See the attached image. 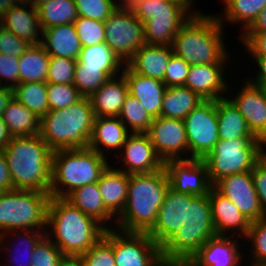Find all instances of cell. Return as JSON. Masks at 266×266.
<instances>
[{
	"label": "cell",
	"instance_id": "6da1fadb",
	"mask_svg": "<svg viewBox=\"0 0 266 266\" xmlns=\"http://www.w3.org/2000/svg\"><path fill=\"white\" fill-rule=\"evenodd\" d=\"M46 227H50V232L46 228L45 235L64 255H82L95 245L106 231L105 226L95 218L84 214L64 198L58 197H50Z\"/></svg>",
	"mask_w": 266,
	"mask_h": 266
},
{
	"label": "cell",
	"instance_id": "7a4b0ae2",
	"mask_svg": "<svg viewBox=\"0 0 266 266\" xmlns=\"http://www.w3.org/2000/svg\"><path fill=\"white\" fill-rule=\"evenodd\" d=\"M169 188L165 168L159 171L129 175L127 202L116 218V229L125 232L148 233L154 226L158 211Z\"/></svg>",
	"mask_w": 266,
	"mask_h": 266
},
{
	"label": "cell",
	"instance_id": "3957f363",
	"mask_svg": "<svg viewBox=\"0 0 266 266\" xmlns=\"http://www.w3.org/2000/svg\"><path fill=\"white\" fill-rule=\"evenodd\" d=\"M1 151L7 160L12 189L50 193L53 150L40 135L13 137Z\"/></svg>",
	"mask_w": 266,
	"mask_h": 266
},
{
	"label": "cell",
	"instance_id": "277c9868",
	"mask_svg": "<svg viewBox=\"0 0 266 266\" xmlns=\"http://www.w3.org/2000/svg\"><path fill=\"white\" fill-rule=\"evenodd\" d=\"M196 12L180 27L172 42L173 54L190 65L228 63L223 27L215 14Z\"/></svg>",
	"mask_w": 266,
	"mask_h": 266
},
{
	"label": "cell",
	"instance_id": "5b68a950",
	"mask_svg": "<svg viewBox=\"0 0 266 266\" xmlns=\"http://www.w3.org/2000/svg\"><path fill=\"white\" fill-rule=\"evenodd\" d=\"M215 236L209 195L195 196L186 202L185 223L161 247L162 259L168 266H184Z\"/></svg>",
	"mask_w": 266,
	"mask_h": 266
},
{
	"label": "cell",
	"instance_id": "8992f818",
	"mask_svg": "<svg viewBox=\"0 0 266 266\" xmlns=\"http://www.w3.org/2000/svg\"><path fill=\"white\" fill-rule=\"evenodd\" d=\"M95 114L89 97L67 108L49 110L40 122V136L53 150L88 147Z\"/></svg>",
	"mask_w": 266,
	"mask_h": 266
},
{
	"label": "cell",
	"instance_id": "52a82bcc",
	"mask_svg": "<svg viewBox=\"0 0 266 266\" xmlns=\"http://www.w3.org/2000/svg\"><path fill=\"white\" fill-rule=\"evenodd\" d=\"M107 159L89 147L53 151L50 196L65 198L75 189L97 182L110 165Z\"/></svg>",
	"mask_w": 266,
	"mask_h": 266
},
{
	"label": "cell",
	"instance_id": "ba28073f",
	"mask_svg": "<svg viewBox=\"0 0 266 266\" xmlns=\"http://www.w3.org/2000/svg\"><path fill=\"white\" fill-rule=\"evenodd\" d=\"M194 0H124L144 24L146 44L172 45L180 27L196 12Z\"/></svg>",
	"mask_w": 266,
	"mask_h": 266
},
{
	"label": "cell",
	"instance_id": "9c48e42d",
	"mask_svg": "<svg viewBox=\"0 0 266 266\" xmlns=\"http://www.w3.org/2000/svg\"><path fill=\"white\" fill-rule=\"evenodd\" d=\"M50 197V193L34 190L1 192L0 236L13 230L45 231Z\"/></svg>",
	"mask_w": 266,
	"mask_h": 266
},
{
	"label": "cell",
	"instance_id": "30bf717a",
	"mask_svg": "<svg viewBox=\"0 0 266 266\" xmlns=\"http://www.w3.org/2000/svg\"><path fill=\"white\" fill-rule=\"evenodd\" d=\"M266 145L258 138L219 139L203 159L212 185L225 176L251 171Z\"/></svg>",
	"mask_w": 266,
	"mask_h": 266
},
{
	"label": "cell",
	"instance_id": "8fae6325",
	"mask_svg": "<svg viewBox=\"0 0 266 266\" xmlns=\"http://www.w3.org/2000/svg\"><path fill=\"white\" fill-rule=\"evenodd\" d=\"M105 43L125 64L146 44L144 24L123 4L104 21Z\"/></svg>",
	"mask_w": 266,
	"mask_h": 266
},
{
	"label": "cell",
	"instance_id": "7c38bea8",
	"mask_svg": "<svg viewBox=\"0 0 266 266\" xmlns=\"http://www.w3.org/2000/svg\"><path fill=\"white\" fill-rule=\"evenodd\" d=\"M188 155L204 159L219 140L216 100H204L183 119Z\"/></svg>",
	"mask_w": 266,
	"mask_h": 266
},
{
	"label": "cell",
	"instance_id": "4fadbf2b",
	"mask_svg": "<svg viewBox=\"0 0 266 266\" xmlns=\"http://www.w3.org/2000/svg\"><path fill=\"white\" fill-rule=\"evenodd\" d=\"M112 247L116 266H168L161 247L147 233L112 228Z\"/></svg>",
	"mask_w": 266,
	"mask_h": 266
},
{
	"label": "cell",
	"instance_id": "5bb4252c",
	"mask_svg": "<svg viewBox=\"0 0 266 266\" xmlns=\"http://www.w3.org/2000/svg\"><path fill=\"white\" fill-rule=\"evenodd\" d=\"M146 134L164 163L169 160L190 159L186 129L182 119L162 116L153 118Z\"/></svg>",
	"mask_w": 266,
	"mask_h": 266
},
{
	"label": "cell",
	"instance_id": "9a60e30c",
	"mask_svg": "<svg viewBox=\"0 0 266 266\" xmlns=\"http://www.w3.org/2000/svg\"><path fill=\"white\" fill-rule=\"evenodd\" d=\"M169 187L179 193L193 196L207 195L213 185L203 159L169 160L164 163Z\"/></svg>",
	"mask_w": 266,
	"mask_h": 266
},
{
	"label": "cell",
	"instance_id": "2e32d148",
	"mask_svg": "<svg viewBox=\"0 0 266 266\" xmlns=\"http://www.w3.org/2000/svg\"><path fill=\"white\" fill-rule=\"evenodd\" d=\"M213 187L231 200L250 222L266 217L253 185L251 171L225 176Z\"/></svg>",
	"mask_w": 266,
	"mask_h": 266
},
{
	"label": "cell",
	"instance_id": "e0dca14e",
	"mask_svg": "<svg viewBox=\"0 0 266 266\" xmlns=\"http://www.w3.org/2000/svg\"><path fill=\"white\" fill-rule=\"evenodd\" d=\"M195 196L176 192L169 187L153 228L147 233L154 242L162 247L185 223L186 202Z\"/></svg>",
	"mask_w": 266,
	"mask_h": 266
},
{
	"label": "cell",
	"instance_id": "ac0fdd59",
	"mask_svg": "<svg viewBox=\"0 0 266 266\" xmlns=\"http://www.w3.org/2000/svg\"><path fill=\"white\" fill-rule=\"evenodd\" d=\"M119 153L122 156L117 162L121 163L123 159L124 164L123 169L120 165L121 168L118 170L129 175L151 173L164 167V162L156 153L146 133H131Z\"/></svg>",
	"mask_w": 266,
	"mask_h": 266
},
{
	"label": "cell",
	"instance_id": "d6986e66",
	"mask_svg": "<svg viewBox=\"0 0 266 266\" xmlns=\"http://www.w3.org/2000/svg\"><path fill=\"white\" fill-rule=\"evenodd\" d=\"M230 100L244 117L251 133L266 145V100L259 86L248 79Z\"/></svg>",
	"mask_w": 266,
	"mask_h": 266
},
{
	"label": "cell",
	"instance_id": "ffe728a7",
	"mask_svg": "<svg viewBox=\"0 0 266 266\" xmlns=\"http://www.w3.org/2000/svg\"><path fill=\"white\" fill-rule=\"evenodd\" d=\"M225 63L191 65L185 81L186 87L197 93L203 100H217L226 97L229 86L223 78ZM224 73V76H223Z\"/></svg>",
	"mask_w": 266,
	"mask_h": 266
},
{
	"label": "cell",
	"instance_id": "44dd1931",
	"mask_svg": "<svg viewBox=\"0 0 266 266\" xmlns=\"http://www.w3.org/2000/svg\"><path fill=\"white\" fill-rule=\"evenodd\" d=\"M212 218L217 236L246 237L250 221L237 209L231 200L220 194L214 187L208 193ZM227 232V233H226Z\"/></svg>",
	"mask_w": 266,
	"mask_h": 266
},
{
	"label": "cell",
	"instance_id": "7402d4cb",
	"mask_svg": "<svg viewBox=\"0 0 266 266\" xmlns=\"http://www.w3.org/2000/svg\"><path fill=\"white\" fill-rule=\"evenodd\" d=\"M237 238L215 236L205 243L184 266H240L243 252L239 251Z\"/></svg>",
	"mask_w": 266,
	"mask_h": 266
},
{
	"label": "cell",
	"instance_id": "603a6c76",
	"mask_svg": "<svg viewBox=\"0 0 266 266\" xmlns=\"http://www.w3.org/2000/svg\"><path fill=\"white\" fill-rule=\"evenodd\" d=\"M121 72L127 81L128 93L140 101L152 118L159 117L163 95L167 88L165 83L158 79L139 75L133 72L126 64Z\"/></svg>",
	"mask_w": 266,
	"mask_h": 266
},
{
	"label": "cell",
	"instance_id": "cb8c5ba5",
	"mask_svg": "<svg viewBox=\"0 0 266 266\" xmlns=\"http://www.w3.org/2000/svg\"><path fill=\"white\" fill-rule=\"evenodd\" d=\"M172 55L170 45L143 44L125 64L139 75L163 81Z\"/></svg>",
	"mask_w": 266,
	"mask_h": 266
},
{
	"label": "cell",
	"instance_id": "d4e9b609",
	"mask_svg": "<svg viewBox=\"0 0 266 266\" xmlns=\"http://www.w3.org/2000/svg\"><path fill=\"white\" fill-rule=\"evenodd\" d=\"M2 25L5 30L11 31L31 45L41 44L43 29L38 11L33 5L17 4L12 7L2 16Z\"/></svg>",
	"mask_w": 266,
	"mask_h": 266
},
{
	"label": "cell",
	"instance_id": "484cf974",
	"mask_svg": "<svg viewBox=\"0 0 266 266\" xmlns=\"http://www.w3.org/2000/svg\"><path fill=\"white\" fill-rule=\"evenodd\" d=\"M130 134L119 117H95L88 147L107 157V151H121Z\"/></svg>",
	"mask_w": 266,
	"mask_h": 266
},
{
	"label": "cell",
	"instance_id": "4316f807",
	"mask_svg": "<svg viewBox=\"0 0 266 266\" xmlns=\"http://www.w3.org/2000/svg\"><path fill=\"white\" fill-rule=\"evenodd\" d=\"M128 94V84L121 73L109 78L89 98L95 117H118Z\"/></svg>",
	"mask_w": 266,
	"mask_h": 266
},
{
	"label": "cell",
	"instance_id": "83f0119b",
	"mask_svg": "<svg viewBox=\"0 0 266 266\" xmlns=\"http://www.w3.org/2000/svg\"><path fill=\"white\" fill-rule=\"evenodd\" d=\"M129 174L112 168L111 165L102 173L97 184L102 195L105 209L116 219L123 212L127 202Z\"/></svg>",
	"mask_w": 266,
	"mask_h": 266
},
{
	"label": "cell",
	"instance_id": "f1b7e54d",
	"mask_svg": "<svg viewBox=\"0 0 266 266\" xmlns=\"http://www.w3.org/2000/svg\"><path fill=\"white\" fill-rule=\"evenodd\" d=\"M41 39L49 56L78 60L82 46L73 23L44 29Z\"/></svg>",
	"mask_w": 266,
	"mask_h": 266
},
{
	"label": "cell",
	"instance_id": "f546056e",
	"mask_svg": "<svg viewBox=\"0 0 266 266\" xmlns=\"http://www.w3.org/2000/svg\"><path fill=\"white\" fill-rule=\"evenodd\" d=\"M64 199L84 214L95 218L103 226L105 225L106 229L112 228V225L109 227L110 225L107 226L106 224L108 222L113 223L111 219L114 220L115 218L105 209L97 182L75 189Z\"/></svg>",
	"mask_w": 266,
	"mask_h": 266
},
{
	"label": "cell",
	"instance_id": "4dcf8cb0",
	"mask_svg": "<svg viewBox=\"0 0 266 266\" xmlns=\"http://www.w3.org/2000/svg\"><path fill=\"white\" fill-rule=\"evenodd\" d=\"M230 98L227 96L216 100L219 139L256 138Z\"/></svg>",
	"mask_w": 266,
	"mask_h": 266
},
{
	"label": "cell",
	"instance_id": "1f68e13d",
	"mask_svg": "<svg viewBox=\"0 0 266 266\" xmlns=\"http://www.w3.org/2000/svg\"><path fill=\"white\" fill-rule=\"evenodd\" d=\"M1 117L13 137L40 135L41 119L14 97Z\"/></svg>",
	"mask_w": 266,
	"mask_h": 266
},
{
	"label": "cell",
	"instance_id": "d6a6232c",
	"mask_svg": "<svg viewBox=\"0 0 266 266\" xmlns=\"http://www.w3.org/2000/svg\"><path fill=\"white\" fill-rule=\"evenodd\" d=\"M203 101L197 93L186 86L167 87L162 99L160 116L183 120Z\"/></svg>",
	"mask_w": 266,
	"mask_h": 266
},
{
	"label": "cell",
	"instance_id": "836d02e7",
	"mask_svg": "<svg viewBox=\"0 0 266 266\" xmlns=\"http://www.w3.org/2000/svg\"><path fill=\"white\" fill-rule=\"evenodd\" d=\"M77 62L82 67L98 68L108 78L122 73L121 68L125 65L106 43L82 47Z\"/></svg>",
	"mask_w": 266,
	"mask_h": 266
},
{
	"label": "cell",
	"instance_id": "e575fe53",
	"mask_svg": "<svg viewBox=\"0 0 266 266\" xmlns=\"http://www.w3.org/2000/svg\"><path fill=\"white\" fill-rule=\"evenodd\" d=\"M49 58L41 44L30 45L19 57V83L46 82Z\"/></svg>",
	"mask_w": 266,
	"mask_h": 266
},
{
	"label": "cell",
	"instance_id": "d590c367",
	"mask_svg": "<svg viewBox=\"0 0 266 266\" xmlns=\"http://www.w3.org/2000/svg\"><path fill=\"white\" fill-rule=\"evenodd\" d=\"M225 6L224 12L220 15H215L224 26L225 22L243 24L244 31L257 15L266 8V0H222ZM226 21H225V20Z\"/></svg>",
	"mask_w": 266,
	"mask_h": 266
},
{
	"label": "cell",
	"instance_id": "8d00e7d4",
	"mask_svg": "<svg viewBox=\"0 0 266 266\" xmlns=\"http://www.w3.org/2000/svg\"><path fill=\"white\" fill-rule=\"evenodd\" d=\"M42 29L74 23L78 18L75 0H51L37 8Z\"/></svg>",
	"mask_w": 266,
	"mask_h": 266
},
{
	"label": "cell",
	"instance_id": "74e56055",
	"mask_svg": "<svg viewBox=\"0 0 266 266\" xmlns=\"http://www.w3.org/2000/svg\"><path fill=\"white\" fill-rule=\"evenodd\" d=\"M12 90L13 97L40 119L49 111L47 82L19 83Z\"/></svg>",
	"mask_w": 266,
	"mask_h": 266
},
{
	"label": "cell",
	"instance_id": "f35d334b",
	"mask_svg": "<svg viewBox=\"0 0 266 266\" xmlns=\"http://www.w3.org/2000/svg\"><path fill=\"white\" fill-rule=\"evenodd\" d=\"M11 234L14 236H12ZM8 236L9 237L12 236V238L13 237L17 238L19 241L21 240L20 242H22L23 244L26 245V247L23 245L24 248L26 249L23 252L25 255L27 254L26 255L27 257L25 256L26 258L24 256L20 257L18 254H17V256H16V254H14V256L12 254H10L9 257L11 258V262H13V264H10L8 266H13L14 264H15L14 266H30L32 255L34 253V248L38 244V242L45 236V231H43V230H13V231L6 232L0 236V247H2L1 248L2 250L4 249V251L5 252L7 251V253H9L8 251L13 253L14 250H16V253L18 251L21 253V251H20L21 246H20V248L18 247L19 245H22L20 242H19L20 243L19 245L17 243L13 244L17 247V248L15 247L14 250H12L13 245H9V243L7 245H5V243H6L5 241H7L6 238H8ZM8 245H9V247H8ZM10 246H12V248ZM17 249H19V250H17ZM22 250H24V249H22ZM22 258H24L25 260ZM23 260L25 261V263L23 262ZM4 266H7V265H4Z\"/></svg>",
	"mask_w": 266,
	"mask_h": 266
},
{
	"label": "cell",
	"instance_id": "ab89813d",
	"mask_svg": "<svg viewBox=\"0 0 266 266\" xmlns=\"http://www.w3.org/2000/svg\"><path fill=\"white\" fill-rule=\"evenodd\" d=\"M118 117L131 133H146L153 121L140 101L129 93Z\"/></svg>",
	"mask_w": 266,
	"mask_h": 266
},
{
	"label": "cell",
	"instance_id": "60d3db41",
	"mask_svg": "<svg viewBox=\"0 0 266 266\" xmlns=\"http://www.w3.org/2000/svg\"><path fill=\"white\" fill-rule=\"evenodd\" d=\"M81 256L85 266H116L112 247V228L106 229L103 237Z\"/></svg>",
	"mask_w": 266,
	"mask_h": 266
},
{
	"label": "cell",
	"instance_id": "b9f144b4",
	"mask_svg": "<svg viewBox=\"0 0 266 266\" xmlns=\"http://www.w3.org/2000/svg\"><path fill=\"white\" fill-rule=\"evenodd\" d=\"M108 79L109 78L98 68L82 67L77 62L73 85L83 97H90Z\"/></svg>",
	"mask_w": 266,
	"mask_h": 266
},
{
	"label": "cell",
	"instance_id": "7bdbcfd3",
	"mask_svg": "<svg viewBox=\"0 0 266 266\" xmlns=\"http://www.w3.org/2000/svg\"><path fill=\"white\" fill-rule=\"evenodd\" d=\"M82 47L105 43V24L83 16L73 23Z\"/></svg>",
	"mask_w": 266,
	"mask_h": 266
},
{
	"label": "cell",
	"instance_id": "ee69618b",
	"mask_svg": "<svg viewBox=\"0 0 266 266\" xmlns=\"http://www.w3.org/2000/svg\"><path fill=\"white\" fill-rule=\"evenodd\" d=\"M49 110H58L69 107L83 96L73 84L47 83Z\"/></svg>",
	"mask_w": 266,
	"mask_h": 266
},
{
	"label": "cell",
	"instance_id": "f6af8a7d",
	"mask_svg": "<svg viewBox=\"0 0 266 266\" xmlns=\"http://www.w3.org/2000/svg\"><path fill=\"white\" fill-rule=\"evenodd\" d=\"M78 16L104 22L119 6L118 0H75Z\"/></svg>",
	"mask_w": 266,
	"mask_h": 266
},
{
	"label": "cell",
	"instance_id": "bcb514c9",
	"mask_svg": "<svg viewBox=\"0 0 266 266\" xmlns=\"http://www.w3.org/2000/svg\"><path fill=\"white\" fill-rule=\"evenodd\" d=\"M246 238L252 243L249 256L252 255L253 259L250 263H266V217L250 223Z\"/></svg>",
	"mask_w": 266,
	"mask_h": 266
},
{
	"label": "cell",
	"instance_id": "7dc6e473",
	"mask_svg": "<svg viewBox=\"0 0 266 266\" xmlns=\"http://www.w3.org/2000/svg\"><path fill=\"white\" fill-rule=\"evenodd\" d=\"M77 60L50 56L47 83L73 84Z\"/></svg>",
	"mask_w": 266,
	"mask_h": 266
},
{
	"label": "cell",
	"instance_id": "c3c4849f",
	"mask_svg": "<svg viewBox=\"0 0 266 266\" xmlns=\"http://www.w3.org/2000/svg\"><path fill=\"white\" fill-rule=\"evenodd\" d=\"M62 251L45 235L35 246L30 266H57Z\"/></svg>",
	"mask_w": 266,
	"mask_h": 266
},
{
	"label": "cell",
	"instance_id": "681fc988",
	"mask_svg": "<svg viewBox=\"0 0 266 266\" xmlns=\"http://www.w3.org/2000/svg\"><path fill=\"white\" fill-rule=\"evenodd\" d=\"M190 66L183 58L173 54L164 73L165 85L167 87L184 86Z\"/></svg>",
	"mask_w": 266,
	"mask_h": 266
},
{
	"label": "cell",
	"instance_id": "f907efd6",
	"mask_svg": "<svg viewBox=\"0 0 266 266\" xmlns=\"http://www.w3.org/2000/svg\"><path fill=\"white\" fill-rule=\"evenodd\" d=\"M3 80V81H2ZM5 80V81H4ZM14 88L19 84V58L0 53V85ZM9 82V83H8Z\"/></svg>",
	"mask_w": 266,
	"mask_h": 266
},
{
	"label": "cell",
	"instance_id": "816d5d0a",
	"mask_svg": "<svg viewBox=\"0 0 266 266\" xmlns=\"http://www.w3.org/2000/svg\"><path fill=\"white\" fill-rule=\"evenodd\" d=\"M31 44L4 28L0 30V53L19 58Z\"/></svg>",
	"mask_w": 266,
	"mask_h": 266
},
{
	"label": "cell",
	"instance_id": "f5cc1de1",
	"mask_svg": "<svg viewBox=\"0 0 266 266\" xmlns=\"http://www.w3.org/2000/svg\"><path fill=\"white\" fill-rule=\"evenodd\" d=\"M253 185L257 192L261 208L266 215V151L251 170Z\"/></svg>",
	"mask_w": 266,
	"mask_h": 266
},
{
	"label": "cell",
	"instance_id": "db71d44e",
	"mask_svg": "<svg viewBox=\"0 0 266 266\" xmlns=\"http://www.w3.org/2000/svg\"><path fill=\"white\" fill-rule=\"evenodd\" d=\"M242 44L252 57H266V32L261 34H239Z\"/></svg>",
	"mask_w": 266,
	"mask_h": 266
},
{
	"label": "cell",
	"instance_id": "11a10c76",
	"mask_svg": "<svg viewBox=\"0 0 266 266\" xmlns=\"http://www.w3.org/2000/svg\"><path fill=\"white\" fill-rule=\"evenodd\" d=\"M12 189V179L8 168L7 160L0 151V193Z\"/></svg>",
	"mask_w": 266,
	"mask_h": 266
},
{
	"label": "cell",
	"instance_id": "9f6ffc18",
	"mask_svg": "<svg viewBox=\"0 0 266 266\" xmlns=\"http://www.w3.org/2000/svg\"><path fill=\"white\" fill-rule=\"evenodd\" d=\"M266 32V8H264L252 23L241 34H261Z\"/></svg>",
	"mask_w": 266,
	"mask_h": 266
},
{
	"label": "cell",
	"instance_id": "6f0895ef",
	"mask_svg": "<svg viewBox=\"0 0 266 266\" xmlns=\"http://www.w3.org/2000/svg\"><path fill=\"white\" fill-rule=\"evenodd\" d=\"M258 66V72L254 79L249 78L251 84H264L266 83V57H253Z\"/></svg>",
	"mask_w": 266,
	"mask_h": 266
},
{
	"label": "cell",
	"instance_id": "680465c9",
	"mask_svg": "<svg viewBox=\"0 0 266 266\" xmlns=\"http://www.w3.org/2000/svg\"><path fill=\"white\" fill-rule=\"evenodd\" d=\"M13 98V90L7 86L0 85V116L2 112Z\"/></svg>",
	"mask_w": 266,
	"mask_h": 266
},
{
	"label": "cell",
	"instance_id": "91938a15",
	"mask_svg": "<svg viewBox=\"0 0 266 266\" xmlns=\"http://www.w3.org/2000/svg\"><path fill=\"white\" fill-rule=\"evenodd\" d=\"M57 266H85L81 255H63Z\"/></svg>",
	"mask_w": 266,
	"mask_h": 266
},
{
	"label": "cell",
	"instance_id": "94428289",
	"mask_svg": "<svg viewBox=\"0 0 266 266\" xmlns=\"http://www.w3.org/2000/svg\"><path fill=\"white\" fill-rule=\"evenodd\" d=\"M13 136L10 134L8 127L2 120V117L0 116V151L4 149L7 144L10 143Z\"/></svg>",
	"mask_w": 266,
	"mask_h": 266
},
{
	"label": "cell",
	"instance_id": "6125c7cd",
	"mask_svg": "<svg viewBox=\"0 0 266 266\" xmlns=\"http://www.w3.org/2000/svg\"><path fill=\"white\" fill-rule=\"evenodd\" d=\"M18 3L16 0H0V16L6 14L12 7Z\"/></svg>",
	"mask_w": 266,
	"mask_h": 266
},
{
	"label": "cell",
	"instance_id": "be15d7a7",
	"mask_svg": "<svg viewBox=\"0 0 266 266\" xmlns=\"http://www.w3.org/2000/svg\"><path fill=\"white\" fill-rule=\"evenodd\" d=\"M49 1L51 0H32V5L37 9L40 5Z\"/></svg>",
	"mask_w": 266,
	"mask_h": 266
},
{
	"label": "cell",
	"instance_id": "e7e4bbea",
	"mask_svg": "<svg viewBox=\"0 0 266 266\" xmlns=\"http://www.w3.org/2000/svg\"><path fill=\"white\" fill-rule=\"evenodd\" d=\"M254 85H257V86L260 87V89L262 90L263 95L265 97V100H266V83H264V84H254Z\"/></svg>",
	"mask_w": 266,
	"mask_h": 266
},
{
	"label": "cell",
	"instance_id": "03108f58",
	"mask_svg": "<svg viewBox=\"0 0 266 266\" xmlns=\"http://www.w3.org/2000/svg\"><path fill=\"white\" fill-rule=\"evenodd\" d=\"M18 4H29L32 5V0H16Z\"/></svg>",
	"mask_w": 266,
	"mask_h": 266
},
{
	"label": "cell",
	"instance_id": "003e7915",
	"mask_svg": "<svg viewBox=\"0 0 266 266\" xmlns=\"http://www.w3.org/2000/svg\"><path fill=\"white\" fill-rule=\"evenodd\" d=\"M249 266H266V263H256Z\"/></svg>",
	"mask_w": 266,
	"mask_h": 266
},
{
	"label": "cell",
	"instance_id": "a7ac6f4b",
	"mask_svg": "<svg viewBox=\"0 0 266 266\" xmlns=\"http://www.w3.org/2000/svg\"><path fill=\"white\" fill-rule=\"evenodd\" d=\"M3 28V25H2V16H0V30Z\"/></svg>",
	"mask_w": 266,
	"mask_h": 266
}]
</instances>
